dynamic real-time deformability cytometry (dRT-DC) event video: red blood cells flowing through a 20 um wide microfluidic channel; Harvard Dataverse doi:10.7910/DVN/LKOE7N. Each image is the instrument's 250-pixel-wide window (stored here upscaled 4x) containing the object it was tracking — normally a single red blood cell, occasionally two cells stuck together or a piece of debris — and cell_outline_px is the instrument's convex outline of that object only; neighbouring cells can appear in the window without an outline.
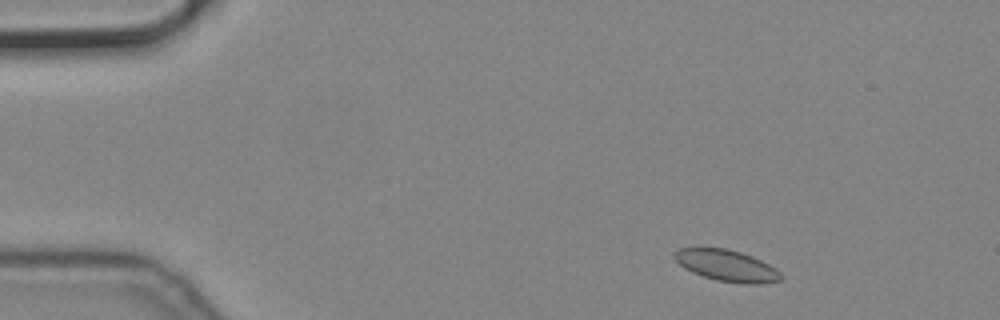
{"species": "common noctule bat (a hibernating species)", "species_latin": "Nyctalus noctula", "temperature_condition": "cold", "stored_images_in_passage": 2, "camera_frame_rate_fps": 3000, "um_per_image_px": 0.085, "animal": {"sex": "male", "body_mass_g": 19.2, "forearm_length_mm": 51.8}, "frame": {"image": 1, "passage_image": 1, "time_ms": 0.0, "image_size_px": [1000, 320], "cell_outline_px": [[784, 280], [764, 284], [740, 284], [716, 280], [692, 272], [684, 268], [672, 256], [680, 248], [728, 248], [752, 256], [776, 268], [784, 276]], "centroid_in_image_um": [61.83, 22.6], "position_along_channel_um": 23.2, "area_um2": 19.65}}